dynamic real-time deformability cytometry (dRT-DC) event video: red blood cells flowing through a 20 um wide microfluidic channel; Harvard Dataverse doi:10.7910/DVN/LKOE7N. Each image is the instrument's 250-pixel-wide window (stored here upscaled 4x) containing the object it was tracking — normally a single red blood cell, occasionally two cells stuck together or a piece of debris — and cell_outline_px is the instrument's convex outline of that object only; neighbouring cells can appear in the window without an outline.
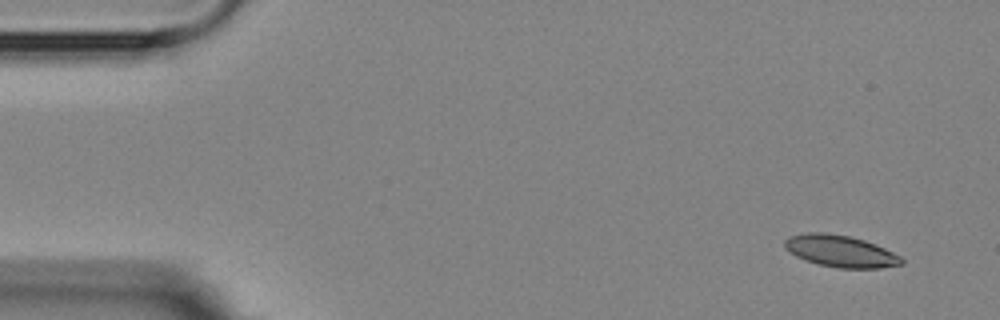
{"species": "Egyptian fruit bat (a non-hibernating species)", "species_latin": "Rousettus aegyptiacus", "temperature_condition": "room temperature", "stored_images_in_passage": 7, "camera_frame_rate_fps": 3000, "um_per_image_px": 0.085, "animal": {"sex": "female"}, "frame": {"image": 1, "passage_image": 1, "time_ms": 0.0, "image_size_px": [1000, 320], "cell_outline_px": [[904, 264], [880, 268], [836, 268], [820, 264], [796, 256], [784, 248], [784, 240], [788, 236], [808, 232], [824, 232], [848, 236], [864, 240], [876, 244], [900, 256], [904, 260]], "centroid_in_image_um": [71.44, 21.34], "position_along_channel_um": 13.6, "area_um2": 21.62}}
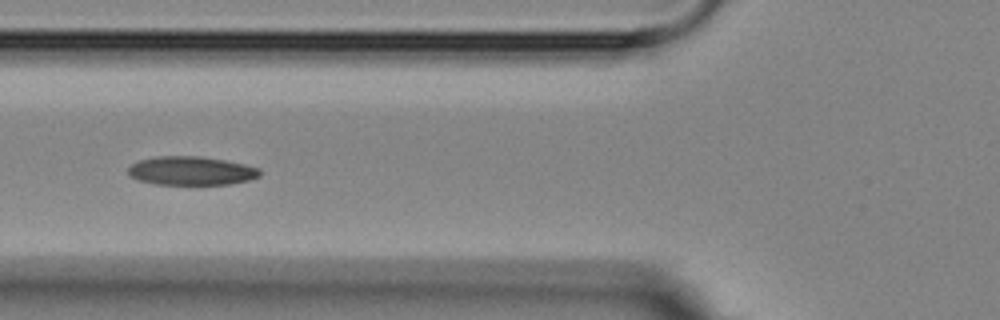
{"frame": {"image": 2, "passage_image": 6, "time_ms": 5.667, "image_size_px": [1000, 320], "cell_outline_px": [[260, 176], [248, 180], [228, 184], [156, 184], [140, 180], [128, 176], [128, 168], [132, 164], [140, 160], [156, 156], [200, 156], [224, 160], [244, 164], [260, 168]], "centroid_in_image_um": [16.24, 14.51], "position_along_channel_um": 109.6, "area_um2": 21.91}}
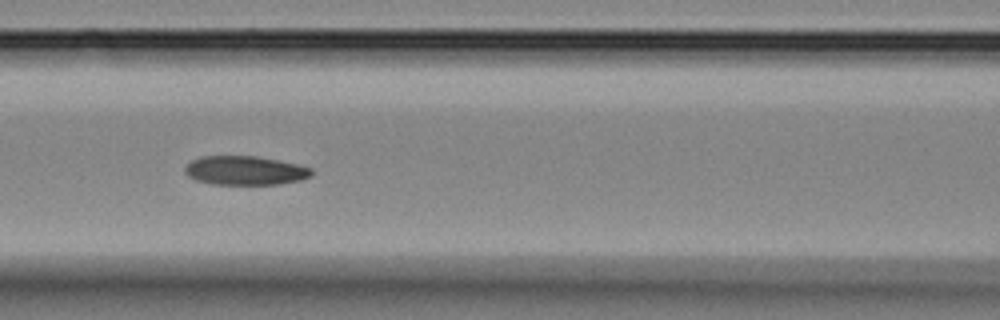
{"frame": {"image": 3, "passage_image": 7, "time_ms": 6.667, "image_size_px": [1000, 320], "cell_outline_px": [[312, 176], [300, 180], [280, 184], [212, 184], [196, 180], [188, 176], [184, 172], [184, 168], [192, 160], [200, 156], [256, 156], [296, 164], [312, 168]], "centroid_in_image_um": [20.81, 14.49], "position_along_channel_um": 145.8, "area_um2": 21.33}}